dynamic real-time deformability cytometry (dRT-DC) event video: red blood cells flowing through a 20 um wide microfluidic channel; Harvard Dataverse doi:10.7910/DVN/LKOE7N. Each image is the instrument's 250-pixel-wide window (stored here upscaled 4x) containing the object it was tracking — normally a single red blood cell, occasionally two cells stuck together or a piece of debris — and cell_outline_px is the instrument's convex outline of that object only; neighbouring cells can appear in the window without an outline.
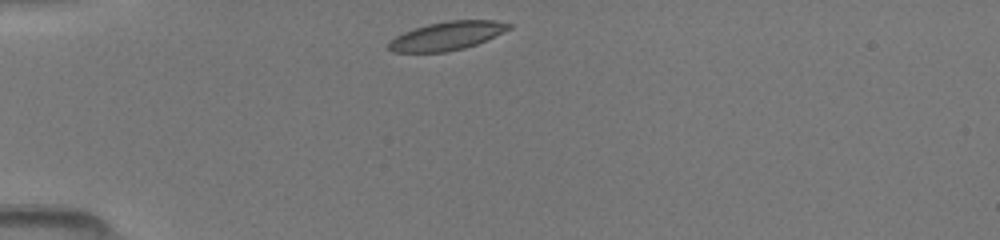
{"species": "common noctule bat (a hibernating species)", "species_latin": "Nyctalus noctula", "temperature_condition": "room temperature", "stored_images_in_passage": 37, "camera_frame_rate_fps": 3000, "um_per_image_px": 0.085, "animal": {"sex": "female", "body_mass_g": 19.5, "forearm_length_mm": 54.1}, "frame": {"image": 1, "passage_image": 1, "time_ms": 0.0, "image_size_px": [1000, 240], "cell_outline_px": [[512, 28], [476, 44], [464, 48], [444, 52], [392, 52], [388, 48], [388, 44], [396, 36], [412, 28], [428, 24], [448, 20], [492, 20], [512, 24]], "centroid_in_image_um": [37.98, 3.04], "position_along_channel_um": 47.0, "area_um2": 19.83}}
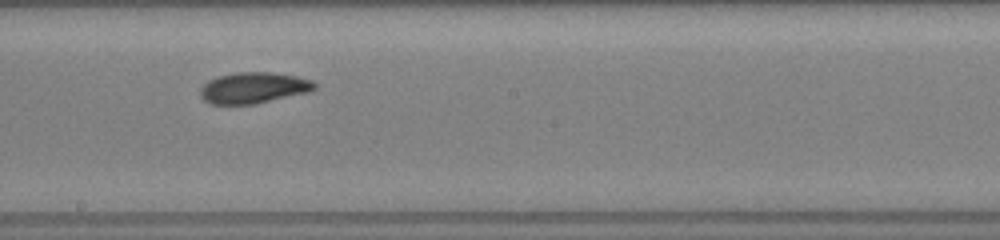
{"frame": {"image": 2, "passage_image": 16, "time_ms": 5.0, "image_size_px": [1000, 240], "cell_outline_px": [[316, 88], [308, 92], [256, 104], [212, 104], [204, 100], [200, 96], [200, 88], [208, 80], [216, 76], [236, 72], [272, 72], [296, 76], [312, 80], [316, 84]], "centroid_in_image_um": [21.53, 7.46], "position_along_channel_um": 226.7, "area_um2": 20.81}}
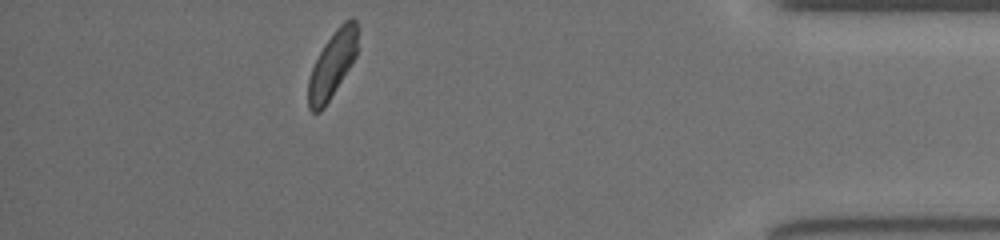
{"frame": {"image": 3, "passage_image": 32, "time_ms": 10.333, "image_size_px": [1000, 240], "cell_outline_px": [[356, 56], [352, 64], [324, 108], [320, 112], [312, 112], [308, 108], [308, 80], [312, 68], [324, 44], [336, 28], [344, 20], [352, 16], [356, 20]], "centroid_in_image_um": [28.23, 5.5], "position_along_channel_um": 407.0, "area_um2": 18.9}}